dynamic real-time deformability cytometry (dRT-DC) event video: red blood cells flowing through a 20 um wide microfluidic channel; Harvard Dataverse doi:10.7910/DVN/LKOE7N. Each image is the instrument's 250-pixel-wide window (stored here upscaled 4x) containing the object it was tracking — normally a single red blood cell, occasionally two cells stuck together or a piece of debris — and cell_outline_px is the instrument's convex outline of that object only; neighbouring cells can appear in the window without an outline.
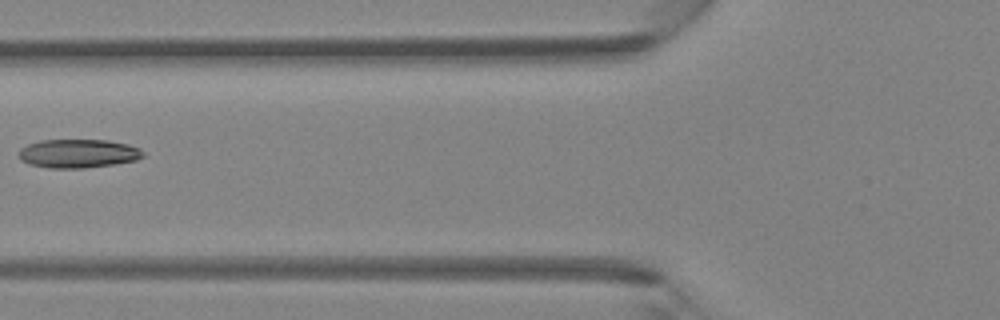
{"species": "Egyptian fruit bat (a non-hibernating species)", "species_latin": "Rousettus aegyptiacus", "temperature_condition": "room temperature", "stored_images_in_passage": 4, "camera_frame_rate_fps": 3000, "um_per_image_px": 0.085, "animal": {"sex": "female"}, "frame": {"image": 1, "passage_image": 4, "time_ms": 1.0, "image_size_px": [1000, 320], "cell_outline_px": [[144, 156], [136, 160], [112, 164], [84, 168], [48, 168], [28, 164], [20, 160], [16, 152], [20, 148], [28, 144], [40, 140], [108, 140], [128, 144], [140, 148], [144, 152]], "centroid_in_image_um": [6.6, 13.04], "position_along_channel_um": 119.2, "area_um2": 20.98}}